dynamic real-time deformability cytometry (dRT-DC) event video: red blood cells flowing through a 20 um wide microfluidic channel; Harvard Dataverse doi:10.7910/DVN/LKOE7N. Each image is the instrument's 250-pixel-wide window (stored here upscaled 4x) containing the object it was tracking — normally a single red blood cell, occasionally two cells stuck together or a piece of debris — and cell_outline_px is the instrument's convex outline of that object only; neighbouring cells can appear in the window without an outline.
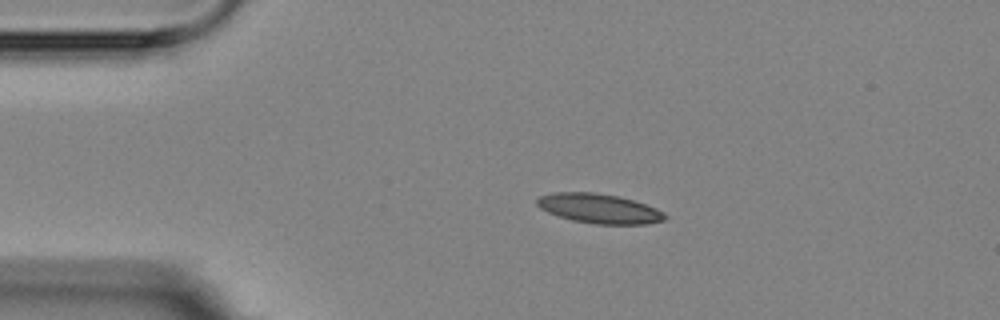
{"species": "Egyptian fruit bat (a non-hibernating species)", "species_latin": "Rousettus aegyptiacus", "temperature_condition": "room temperature", "stored_images_in_passage": 5, "camera_frame_rate_fps": 3000, "um_per_image_px": 0.085, "animal": {"sex": "female"}, "frame": {"image": 1, "passage_image": 2, "time_ms": 1.333, "image_size_px": [1000, 320], "cell_outline_px": [[668, 216], [664, 220], [644, 224], [596, 224], [572, 220], [548, 212], [540, 208], [536, 204], [536, 200], [540, 196], [552, 192], [596, 192], [616, 196], [632, 200], [656, 208], [664, 212]], "centroid_in_image_um": [50.91, 17.72], "position_along_channel_um": 34.1, "area_um2": 21.91}}
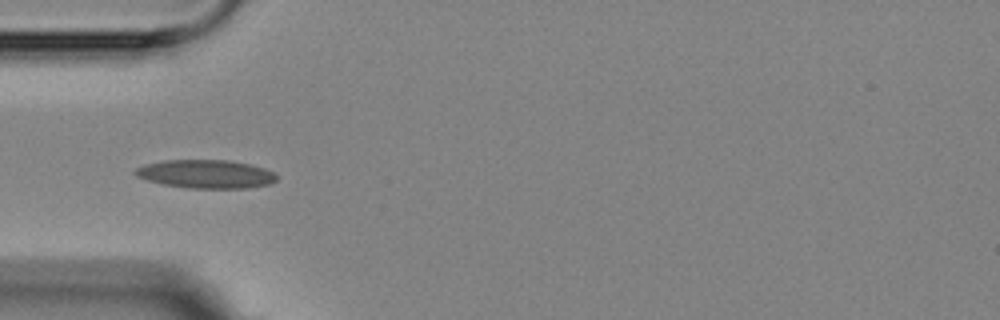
{"frame": {"image": 2, "passage_image": 4, "time_ms": 3.333, "image_size_px": [1000, 320], "cell_outline_px": [[276, 180], [268, 184], [248, 188], [188, 188], [164, 184], [148, 180], [136, 176], [132, 172], [136, 168], [144, 164], [164, 160], [228, 160], [248, 164], [264, 168], [276, 172]], "centroid_in_image_um": [17.49, 14.79], "position_along_channel_um": 67.5, "area_um2": 23.41}}
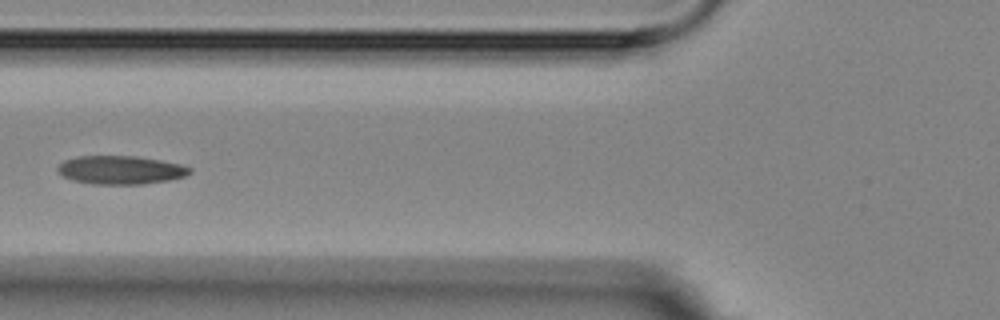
{"frame": {"image": 3, "passage_image": 5, "time_ms": 4.667, "image_size_px": [1000, 320], "cell_outline_px": [[192, 172], [184, 176], [168, 180], [144, 184], [96, 184], [72, 180], [64, 176], [56, 168], [64, 160], [76, 156], [136, 156], [160, 160], [180, 164], [192, 168]], "centroid_in_image_um": [10.26, 14.44], "position_along_channel_um": 115.5, "area_um2": 21.79}}